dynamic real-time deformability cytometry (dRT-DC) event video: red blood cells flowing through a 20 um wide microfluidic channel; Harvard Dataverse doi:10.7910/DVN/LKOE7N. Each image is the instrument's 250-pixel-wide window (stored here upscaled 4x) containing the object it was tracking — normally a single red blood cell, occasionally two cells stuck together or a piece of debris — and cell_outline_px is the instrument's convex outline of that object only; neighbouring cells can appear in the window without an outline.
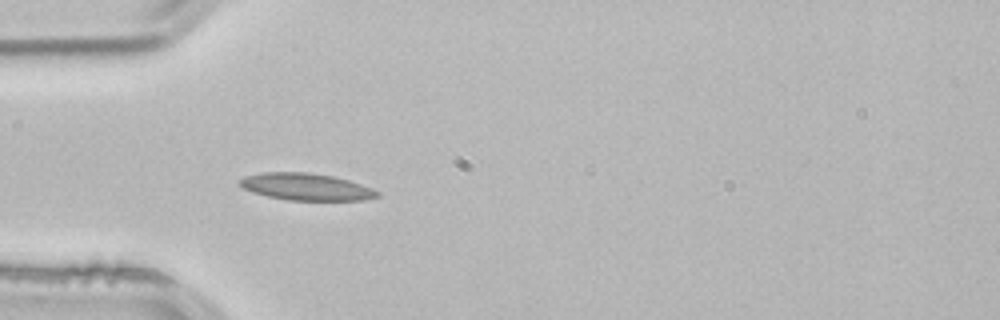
{"species": "common noctule bat (a hibernating species)", "species_latin": "Nyctalus noctula", "temperature_condition": "room temperature", "stored_images_in_passage": 2, "camera_frame_rate_fps": 3000, "um_per_image_px": 0.085, "animal": {"sex": "male", "body_mass_g": 21.5, "forearm_length_mm": 52.0}, "frame": {"image": 1, "passage_image": 2, "time_ms": 0.333, "image_size_px": [1000, 320], "cell_outline_px": [[380, 196], [364, 200], [288, 200], [268, 196], [252, 192], [244, 188], [236, 180], [244, 176], [264, 172], [308, 172], [332, 176], [348, 180], [372, 188], [380, 192]], "centroid_in_image_um": [26.01, 15.87], "position_along_channel_um": 59.0, "area_um2": 21.62}}